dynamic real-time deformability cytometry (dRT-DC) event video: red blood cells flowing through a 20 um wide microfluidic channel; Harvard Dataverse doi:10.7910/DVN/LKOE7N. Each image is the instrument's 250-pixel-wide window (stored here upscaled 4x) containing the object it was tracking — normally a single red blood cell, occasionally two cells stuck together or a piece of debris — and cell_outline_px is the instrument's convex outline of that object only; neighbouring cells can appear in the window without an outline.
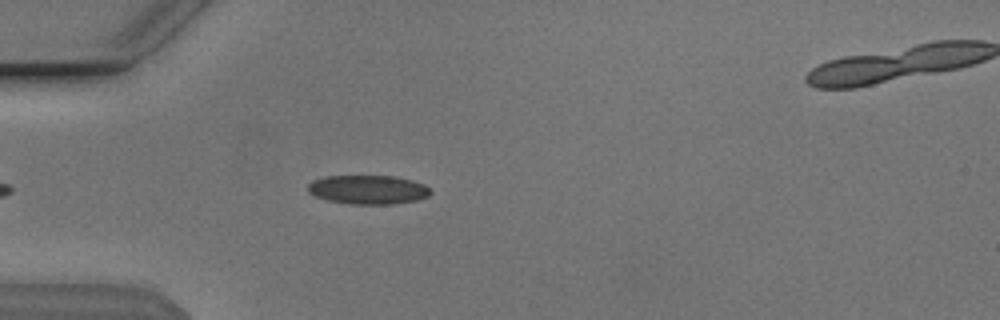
{"species": "Egyptian fruit bat (a non-hibernating species)", "species_latin": "Rousettus aegyptiacus", "temperature_condition": "cold", "stored_images_in_passage": 46, "segment_of_instrument_passage": [1, 2], "camera_frame_rate_fps": 3000, "um_per_image_px": 0.085, "animal": {"sex": "male"}, "frame": {"image": 1, "passage_image": 7, "time_ms": 2.0, "image_size_px": [1000, 320], "cell_outline_px": [[432, 192], [428, 196], [416, 200], [392, 204], [352, 204], [328, 200], [316, 196], [308, 192], [308, 184], [312, 180], [324, 176], [396, 176], [412, 180], [424, 184]], "centroid_in_image_um": [31.28, 16.11], "position_along_channel_um": 53.7, "area_um2": 20.69}}
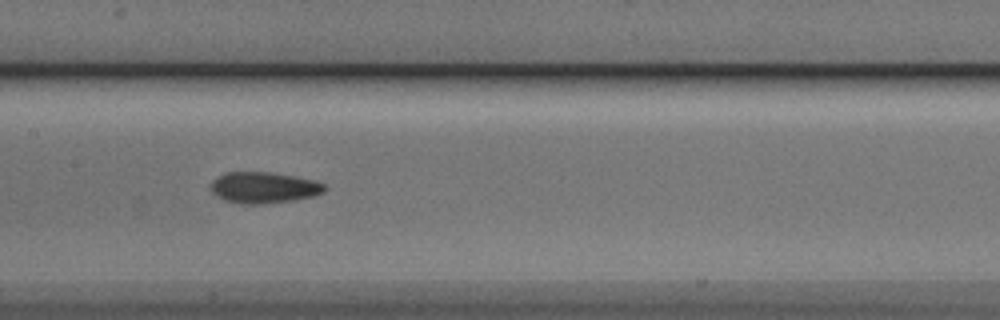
{"frame": {"image": 2, "passage_image": 18, "time_ms": 5.667, "image_size_px": [1000, 320], "cell_outline_px": [[324, 192], [312, 196], [292, 200], [260, 204], [240, 204], [224, 200], [216, 196], [212, 192], [212, 180], [228, 172], [268, 172], [292, 176], [312, 180], [324, 184]], "centroid_in_image_um": [22.38, 15.95], "position_along_channel_um": 185.0, "area_um2": 20.29}}
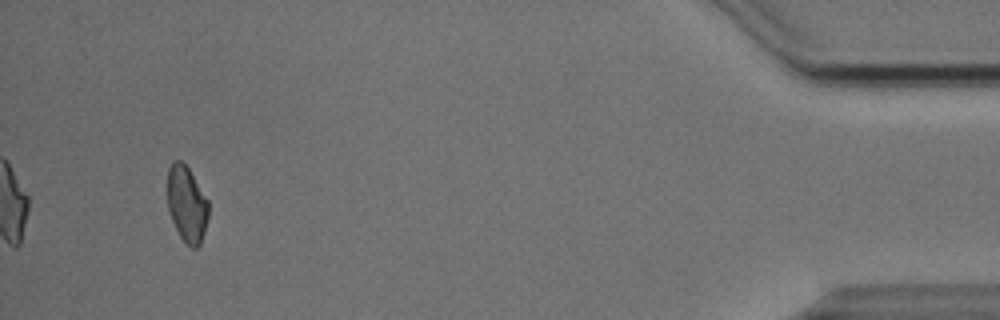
{"frame": {"image": 3, "passage_image": 42, "time_ms": 13.667, "image_size_px": [1000, 320], "cell_outline_px": [[208, 220], [200, 244], [196, 248], [192, 248], [180, 236], [172, 220], [168, 208], [168, 168], [172, 160], [180, 160], [188, 168], [208, 200]], "centroid_in_image_um": [15.88, 17.33], "position_along_channel_um": 419.3, "area_um2": 17.98}}